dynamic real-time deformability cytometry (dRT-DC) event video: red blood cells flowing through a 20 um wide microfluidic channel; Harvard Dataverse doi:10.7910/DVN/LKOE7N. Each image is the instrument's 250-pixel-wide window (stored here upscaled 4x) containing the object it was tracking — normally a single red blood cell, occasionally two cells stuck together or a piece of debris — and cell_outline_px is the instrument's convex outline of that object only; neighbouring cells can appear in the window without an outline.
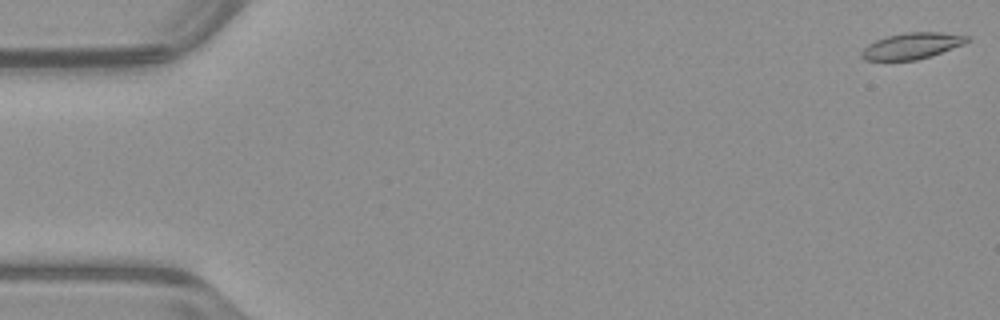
{"species": "common noctule bat (a hibernating species)", "species_latin": "Nyctalus noctula", "temperature_condition": "warm", "stored_images_in_passage": 53, "camera_frame_rate_fps": 3000, "um_per_image_px": 0.085, "animal": {"sex": "male", "body_mass_g": 23.1, "forearm_length_mm": 52.7}, "frame": {"image": 1, "passage_image": 1, "time_ms": 0.0, "image_size_px": [1000, 320], "cell_outline_px": [[972, 40], [964, 44], [932, 56], [916, 60], [864, 60], [860, 56], [860, 52], [868, 44], [876, 40], [888, 36], [908, 32], [940, 32], [972, 36]], "centroid_in_image_um": [77.56, 3.9], "position_along_channel_um": 7.4, "area_um2": 16.24}}
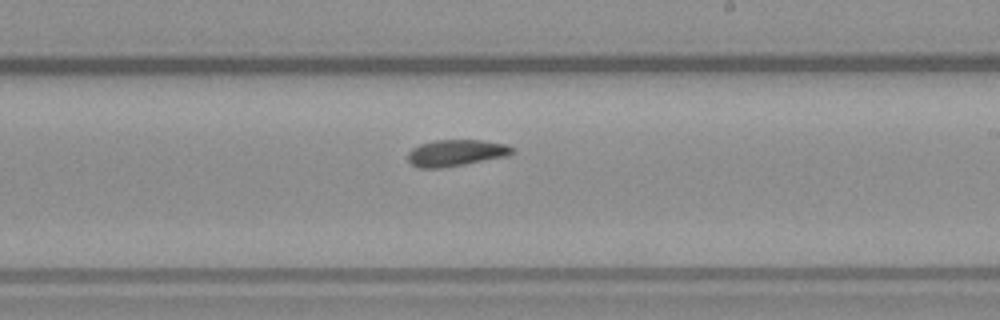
{"frame": {"image": 2, "passage_image": 31, "time_ms": 10.0, "image_size_px": [1000, 320], "cell_outline_px": [[516, 152], [508, 156], [464, 164], [440, 168], [416, 168], [408, 160], [408, 152], [412, 148], [420, 144], [436, 140], [480, 140], [508, 144], [516, 148]], "centroid_in_image_um": [38.8, 12.99], "position_along_channel_um": 250.2, "area_um2": 16.3}}
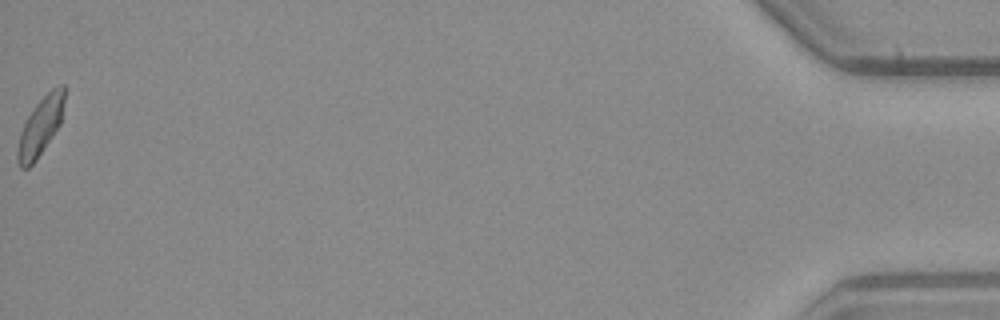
{"frame": {"image": 3, "passage_image": 53, "time_ms": 17.333, "image_size_px": [1000, 320], "cell_outline_px": [[64, 100], [60, 124], [36, 160], [28, 168], [20, 168], [16, 160], [16, 148], [20, 132], [28, 116], [36, 104], [52, 88], [60, 84], [64, 84]], "centroid_in_image_um": [3.4, 10.78], "position_along_channel_um": 431.8, "area_um2": 15.72}, "authors_computed_cell_mechanics": {"area_um2": 16.4152, "velocity_mm_per_s": 3.9466, "shape_relaxation_time_tau1_ms": null, "shape_relaxation_time_tau2_ms": 4.6916, "deformation_change_tau1": null, "deformation_change_tau2": 0.0859}}